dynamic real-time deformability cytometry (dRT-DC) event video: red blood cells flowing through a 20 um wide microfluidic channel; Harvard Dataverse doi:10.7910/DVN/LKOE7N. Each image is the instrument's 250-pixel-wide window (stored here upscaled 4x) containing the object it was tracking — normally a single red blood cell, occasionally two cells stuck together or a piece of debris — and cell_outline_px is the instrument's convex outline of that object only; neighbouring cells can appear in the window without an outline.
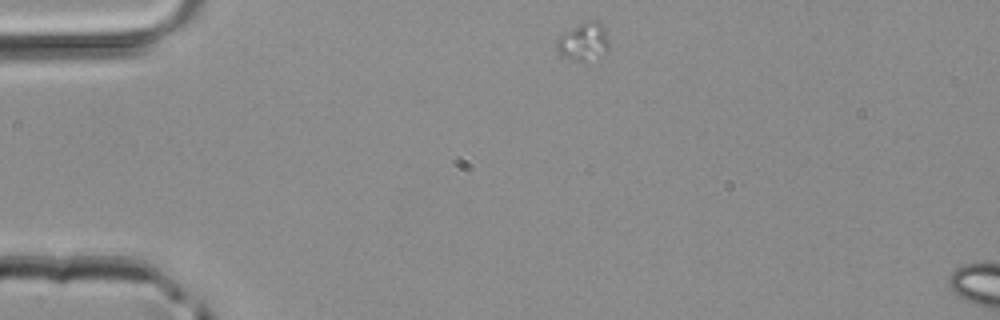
{"species": "common noctule bat (a hibernating species)", "species_latin": "Nyctalus noctula", "temperature_condition": "room temperature", "stored_images_in_passage": 3, "camera_frame_rate_fps": 3000, "um_per_image_px": 0.085, "animal": {"sex": "male", "body_mass_g": 20.4}, "frame": {"image": 1, "passage_image": 1, "time_ms": 0.0, "image_size_px": [1000, 320], "cell_outline_px": [[608, 52], [600, 64], [576, 60], [560, 56], [556, 48], [556, 40], [564, 32], [588, 20], [596, 20], [604, 28], [608, 36]], "centroid_in_image_um": [49.67, 3.64], "position_along_channel_um": 35.3, "area_um2": 12.25}}